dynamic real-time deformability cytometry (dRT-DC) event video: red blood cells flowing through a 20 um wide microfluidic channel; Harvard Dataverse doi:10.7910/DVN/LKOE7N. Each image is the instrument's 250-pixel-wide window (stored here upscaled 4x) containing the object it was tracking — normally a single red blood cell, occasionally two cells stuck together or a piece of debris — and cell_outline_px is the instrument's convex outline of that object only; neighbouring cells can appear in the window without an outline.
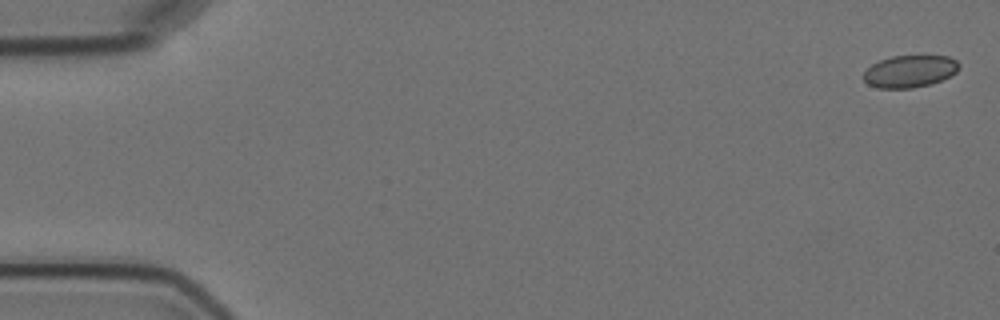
{"species": "Egyptian fruit bat (a non-hibernating species)", "species_latin": "Rousettus aegyptiacus", "temperature_condition": "cold", "stored_images_in_passage": 6, "camera_frame_rate_fps": 3000, "um_per_image_px": 0.085, "animal": {"sex": "female"}, "frame": {"image": 1, "passage_image": 1, "time_ms": 0.0, "image_size_px": [1000, 320], "cell_outline_px": [[960, 68], [956, 72], [940, 80], [928, 84], [912, 88], [880, 88], [868, 84], [864, 80], [864, 72], [872, 64], [880, 60], [892, 56], [948, 56], [956, 60], [960, 64]], "centroid_in_image_um": [77.33, 6.05], "position_along_channel_um": 7.7, "area_um2": 17.69}}
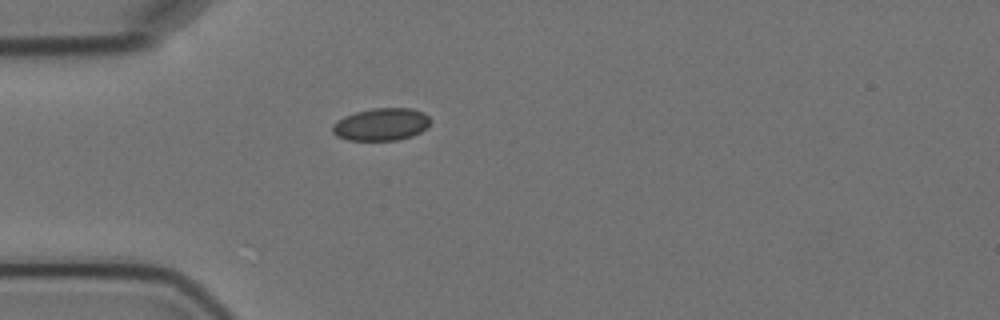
{"frame": {"image": 2, "passage_image": 5, "time_ms": 5.0, "image_size_px": [1000, 320], "cell_outline_px": [[432, 120], [428, 128], [412, 136], [396, 140], [348, 140], [336, 136], [332, 132], [332, 124], [344, 116], [356, 112], [372, 108], [412, 108], [424, 112]], "centroid_in_image_um": [32.43, 10.57], "position_along_channel_um": 52.6, "area_um2": 18.73}}